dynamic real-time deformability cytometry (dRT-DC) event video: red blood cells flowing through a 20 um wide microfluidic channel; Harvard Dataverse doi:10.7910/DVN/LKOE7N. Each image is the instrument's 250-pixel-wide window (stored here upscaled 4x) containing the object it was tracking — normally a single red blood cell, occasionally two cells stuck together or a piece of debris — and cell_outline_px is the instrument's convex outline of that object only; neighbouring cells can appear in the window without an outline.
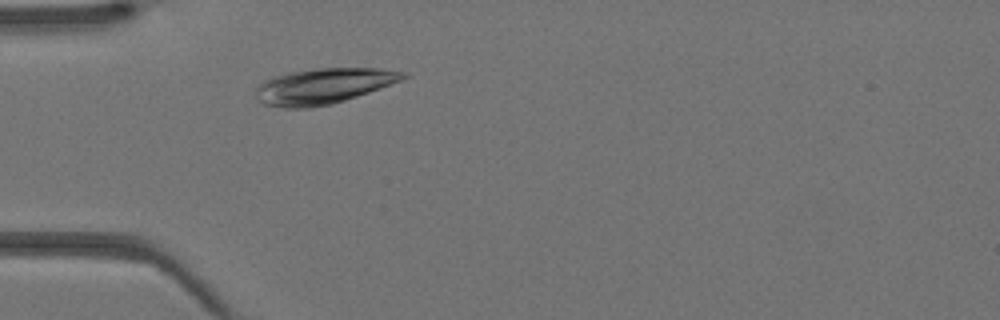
{"species": "Egyptian fruit bat (a non-hibernating species)", "species_latin": "Rousettus aegyptiacus", "temperature_condition": "warm", "stored_images_in_passage": 35, "camera_frame_rate_fps": 3000, "um_per_image_px": 0.085, "animal": {"sex": "female"}, "frame": {"image": 1, "passage_image": 6, "time_ms": 1.667, "image_size_px": [1000, 320], "cell_outline_px": [[408, 76], [400, 80], [380, 88], [332, 104], [308, 108], [284, 108], [264, 104], [256, 96], [256, 88], [264, 80], [272, 76], [288, 72], [320, 68], [380, 68], [408, 72]], "centroid_in_image_um": [27.47, 7.31], "position_along_channel_um": 57.5, "area_um2": 30.4}}
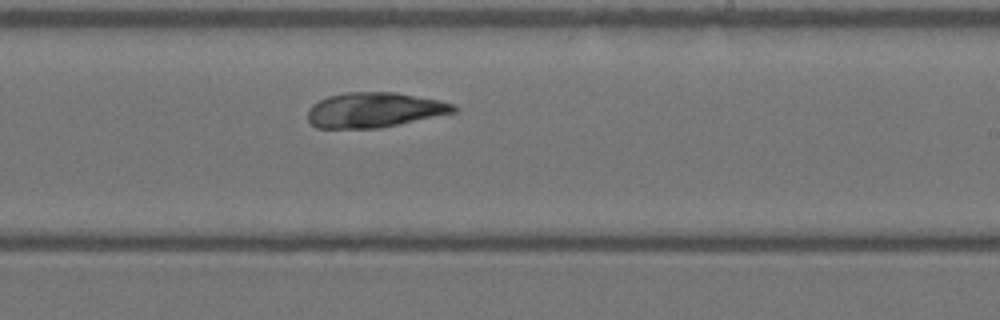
{"frame": {"image": 2, "passage_image": 19, "time_ms": 6.0, "image_size_px": [1000, 320], "cell_outline_px": [[456, 112], [380, 128], [316, 128], [308, 120], [308, 108], [312, 104], [328, 96], [344, 92], [396, 92], [440, 100], [452, 104], [456, 108]], "centroid_in_image_um": [31.79, 9.34], "position_along_channel_um": 257.2, "area_um2": 29.77}}
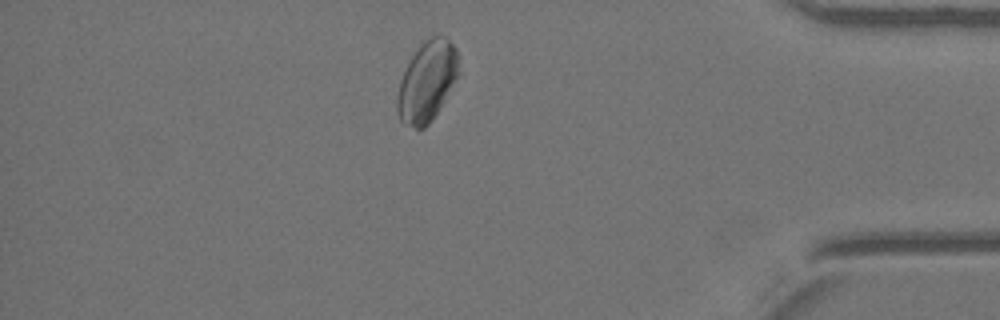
{"frame": {"image": 3, "passage_image": 30, "time_ms": 9.667, "image_size_px": [1000, 320], "cell_outline_px": [[460, 56], [456, 76], [444, 100], [432, 120], [424, 128], [416, 128], [404, 124], [400, 120], [396, 112], [396, 100], [400, 80], [412, 56], [420, 44], [432, 36], [436, 36], [448, 40], [456, 48]], "centroid_in_image_um": [36.27, 6.94], "position_along_channel_um": 398.9, "area_um2": 28.21}}